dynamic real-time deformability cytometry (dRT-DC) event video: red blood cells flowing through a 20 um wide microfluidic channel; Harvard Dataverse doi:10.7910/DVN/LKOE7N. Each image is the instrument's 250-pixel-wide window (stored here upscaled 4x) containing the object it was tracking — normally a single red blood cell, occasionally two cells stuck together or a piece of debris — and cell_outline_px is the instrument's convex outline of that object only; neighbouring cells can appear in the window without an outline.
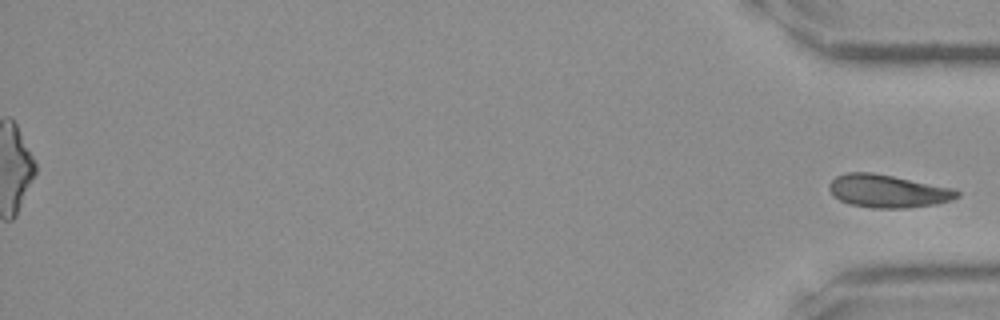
{"species": "Egyptian fruit bat (a non-hibernating species)", "species_latin": "Rousettus aegyptiacus", "temperature_condition": "room temperature", "stored_images_in_passage": 25, "segment_of_instrument_passage": [2, 2], "camera_frame_rate_fps": 3000, "um_per_image_px": 0.085, "frame": {"image": 1, "passage_image": 25, "time_ms": 8.0, "image_size_px": [1000, 320], "cell_outline_px": [[960, 196], [952, 200], [936, 204], [908, 208], [868, 208], [848, 204], [832, 196], [828, 188], [828, 184], [836, 176], [844, 172], [872, 172], [956, 188], [960, 192]], "centroid_in_image_um": [75.46, 16.24], "position_along_channel_um": 359.7, "area_um2": 25.03}}